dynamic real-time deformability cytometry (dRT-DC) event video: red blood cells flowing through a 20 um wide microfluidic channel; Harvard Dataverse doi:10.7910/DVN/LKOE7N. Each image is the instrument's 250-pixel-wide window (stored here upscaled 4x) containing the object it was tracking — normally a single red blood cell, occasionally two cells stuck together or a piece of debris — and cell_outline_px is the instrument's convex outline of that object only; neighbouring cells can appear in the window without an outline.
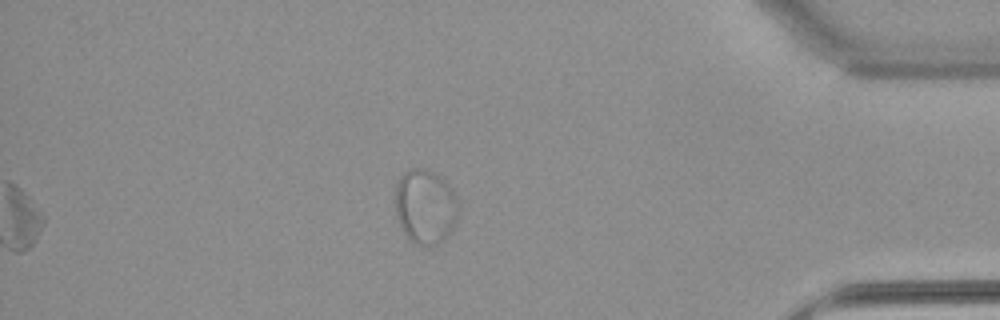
{"species": "common noctule bat (a hibernating species)", "species_latin": "Nyctalus noctula", "temperature_condition": "warm", "stored_images_in_passage": 45, "segment_of_instrument_passage": [2, 2], "camera_frame_rate_fps": 3000, "um_per_image_px": 0.085, "animal": {"sex": "female", "body_mass_g": 22.7, "forearm_length_mm": 54.2}, "frame": {"image": 1, "passage_image": 45, "time_ms": 14.667, "image_size_px": [1000, 320], "cell_outline_px": [[456, 220], [452, 228], [444, 240], [436, 244], [424, 248], [416, 244], [404, 232], [396, 216], [396, 180], [408, 168], [424, 168], [440, 176], [452, 188], [456, 196]], "centroid_in_image_um": [36.13, 17.55], "position_along_channel_um": 399.1, "area_um2": 27.4}}